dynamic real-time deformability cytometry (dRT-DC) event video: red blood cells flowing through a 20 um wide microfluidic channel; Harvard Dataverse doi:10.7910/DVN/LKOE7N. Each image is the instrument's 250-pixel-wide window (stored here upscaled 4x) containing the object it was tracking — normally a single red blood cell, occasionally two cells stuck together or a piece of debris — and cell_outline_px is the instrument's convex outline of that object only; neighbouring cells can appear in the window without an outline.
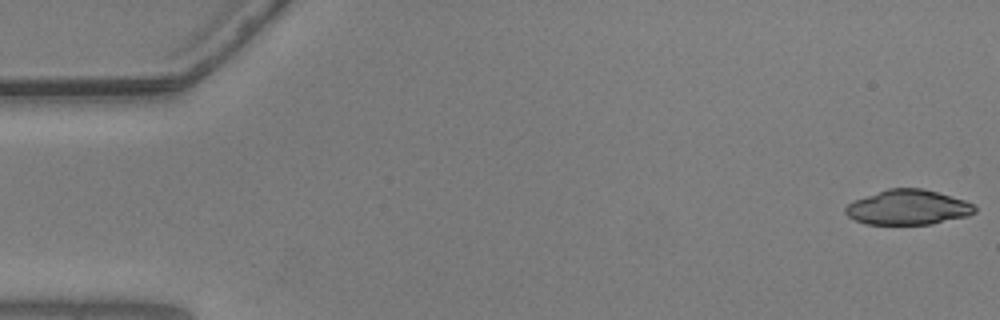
{"species": "common noctule bat (a hibernating species)", "species_latin": "Nyctalus noctula", "temperature_condition": "warm", "stored_images_in_passage": 10, "camera_frame_rate_fps": 3000, "um_per_image_px": 0.085, "animal": {"sex": "male", "body_mass_g": 20.5, "forearm_length_mm": 52.5}, "frame": {"image": 1, "passage_image": 1, "time_ms": 0.0, "image_size_px": [1000, 320], "cell_outline_px": [[976, 212], [968, 216], [932, 224], [864, 224], [848, 216], [844, 212], [844, 208], [852, 200], [888, 188], [924, 188], [964, 200], [972, 204], [976, 208]], "centroid_in_image_um": [77.15, 17.62], "position_along_channel_um": 7.8, "area_um2": 26.41}}